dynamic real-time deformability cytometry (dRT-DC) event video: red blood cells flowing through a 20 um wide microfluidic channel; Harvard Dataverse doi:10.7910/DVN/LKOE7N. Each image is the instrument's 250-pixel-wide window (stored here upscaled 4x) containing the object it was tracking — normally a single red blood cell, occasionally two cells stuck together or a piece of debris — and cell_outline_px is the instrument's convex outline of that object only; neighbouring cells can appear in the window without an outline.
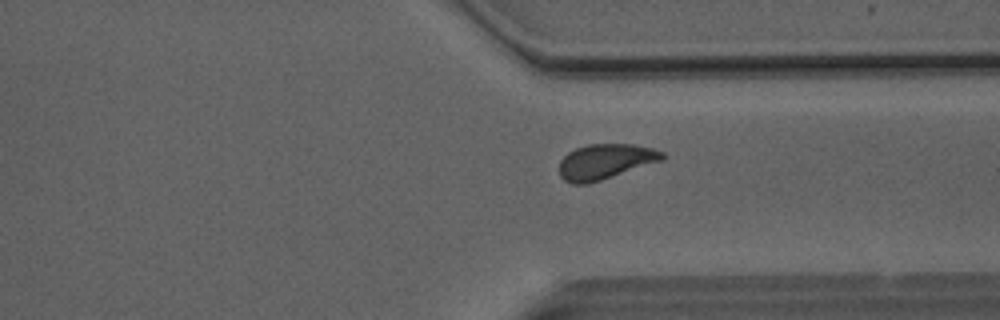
{"species": "Egyptian fruit bat (a non-hibernating species)", "species_latin": "Rousettus aegyptiacus", "temperature_condition": "room temperature", "stored_images_in_passage": 47, "camera_frame_rate_fps": 3000, "um_per_image_px": 0.085, "animal": {"sex": "male"}, "frame": {"image": 1, "passage_image": 35, "time_ms": 11.333, "image_size_px": [1000, 320], "cell_outline_px": [[668, 156], [664, 160], [588, 184], [572, 184], [564, 180], [560, 176], [560, 160], [568, 152], [576, 148], [588, 144], [636, 144], [652, 148], [664, 152]], "centroid_in_image_um": [51.48, 13.73], "position_along_channel_um": 359.9, "area_um2": 21.33}}
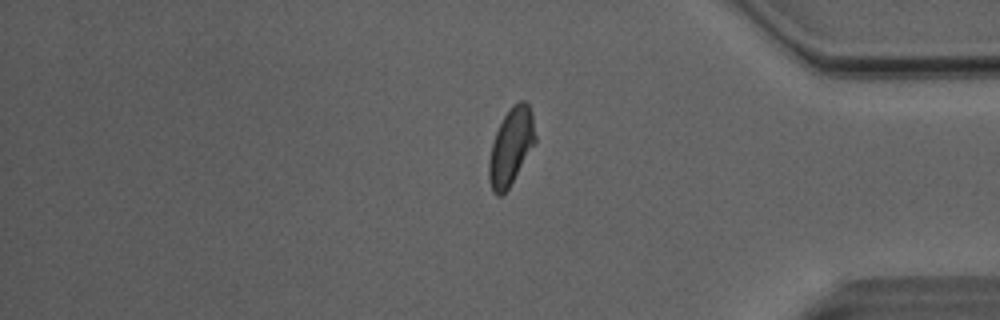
{"frame": {"image": 2, "passage_image": 39, "time_ms": 12.667, "image_size_px": [1000, 320], "cell_outline_px": [[536, 144], [508, 188], [500, 196], [496, 196], [492, 192], [488, 180], [488, 160], [492, 144], [496, 132], [504, 116], [512, 104], [520, 100], [524, 100], [528, 104], [532, 112], [536, 136]], "centroid_in_image_um": [43.44, 12.46], "position_along_channel_um": 391.8, "area_um2": 20.98}}
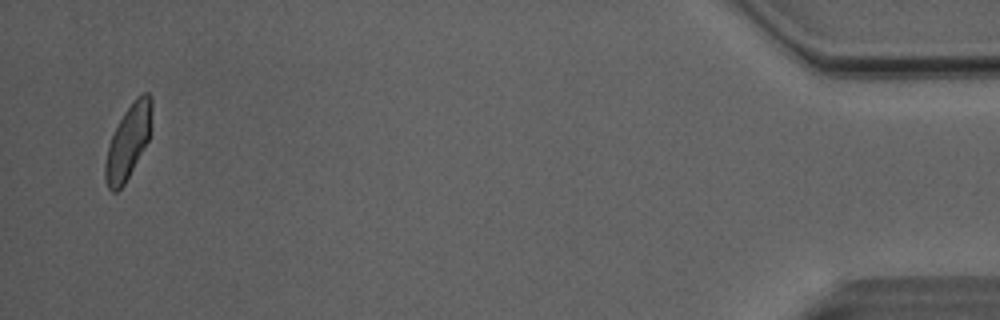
{"frame": {"image": 3, "passage_image": 46, "time_ms": 15.0, "image_size_px": [1000, 320], "cell_outline_px": [[152, 108], [148, 140], [124, 184], [116, 192], [112, 192], [108, 188], [104, 176], [104, 164], [108, 144], [124, 112], [136, 96], [144, 92], [148, 92], [152, 96]], "centroid_in_image_um": [10.88, 12.03], "position_along_channel_um": 424.3, "area_um2": 19.77}, "authors_computed_cell_mechanics": {"area_um2": 20.9814, "velocity_mm_per_s": 4.0806, "shape_relaxation_time_tau1_ms": 5.7525, "shape_relaxation_time_tau2_ms": 1.308, "deformation_change_tau1": 0.1488, "deformation_change_tau2": 0.0857}}